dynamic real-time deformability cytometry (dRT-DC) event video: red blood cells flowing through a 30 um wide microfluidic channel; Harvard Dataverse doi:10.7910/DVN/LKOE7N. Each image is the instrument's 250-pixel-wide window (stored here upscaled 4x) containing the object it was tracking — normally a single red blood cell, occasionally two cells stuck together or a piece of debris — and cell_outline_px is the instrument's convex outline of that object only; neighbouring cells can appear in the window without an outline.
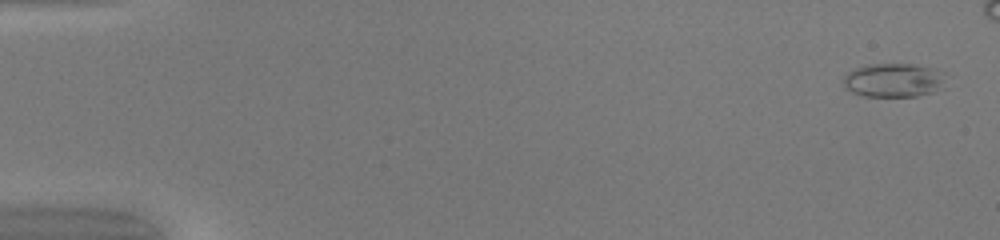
{"species": "common noctule bat (a hibernating species)", "species_latin": "Nyctalus noctula", "temperature_condition": "warm", "stored_images_in_passage": 44, "camera_frame_rate_fps": 3000, "um_per_image_px": 0.085, "animal": {"sex": "female", "body_mass_g": 20.0, "forearm_length_mm": 54.0}, "frame": {"image": 1, "passage_image": 2, "time_ms": 0.333, "image_size_px": [1000, 240], "cell_outline_px": [[948, 88], [916, 96], [864, 96], [852, 92], [844, 88], [844, 76], [848, 72], [856, 68], [868, 64], [916, 64], [948, 72]], "centroid_in_image_um": [76.09, 6.81], "position_along_channel_um": 8.9, "area_um2": 20.87}}
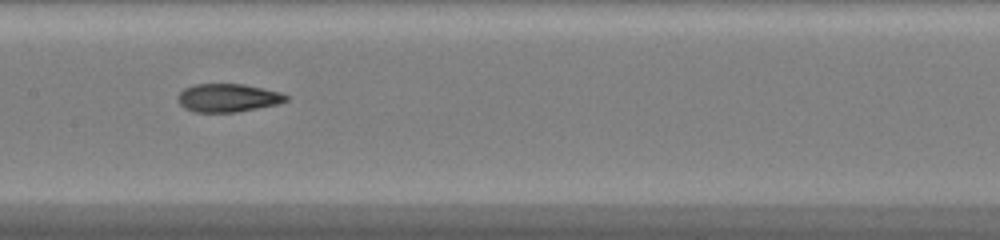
{"frame": {"image": 2, "passage_image": 26, "time_ms": 8.333, "image_size_px": [1000, 240], "cell_outline_px": [[288, 100], [276, 104], [236, 112], [196, 112], [184, 108], [180, 104], [176, 96], [184, 88], [192, 84], [244, 84], [280, 92], [288, 96]], "centroid_in_image_um": [19.33, 8.31], "position_along_channel_um": 188.1, "area_um2": 17.74}}
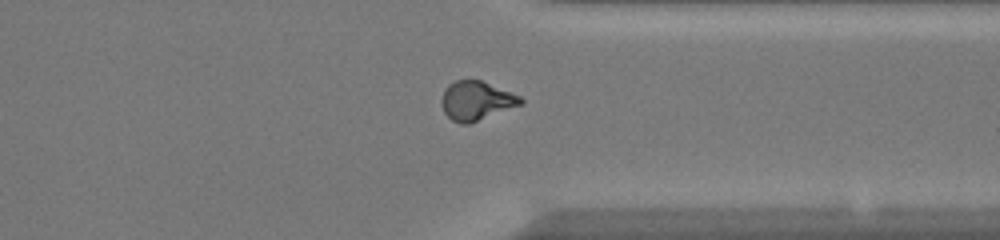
{"frame": {"image": 3, "passage_image": 39, "time_ms": 12.667, "image_size_px": [1000, 240], "cell_outline_px": [[524, 104], [468, 124], [460, 124], [452, 120], [444, 112], [440, 104], [440, 100], [444, 88], [448, 84], [456, 80], [480, 80], [520, 96], [524, 100]], "centroid_in_image_um": [40.46, 8.57], "position_along_channel_um": 370.9, "area_um2": 18.09}}